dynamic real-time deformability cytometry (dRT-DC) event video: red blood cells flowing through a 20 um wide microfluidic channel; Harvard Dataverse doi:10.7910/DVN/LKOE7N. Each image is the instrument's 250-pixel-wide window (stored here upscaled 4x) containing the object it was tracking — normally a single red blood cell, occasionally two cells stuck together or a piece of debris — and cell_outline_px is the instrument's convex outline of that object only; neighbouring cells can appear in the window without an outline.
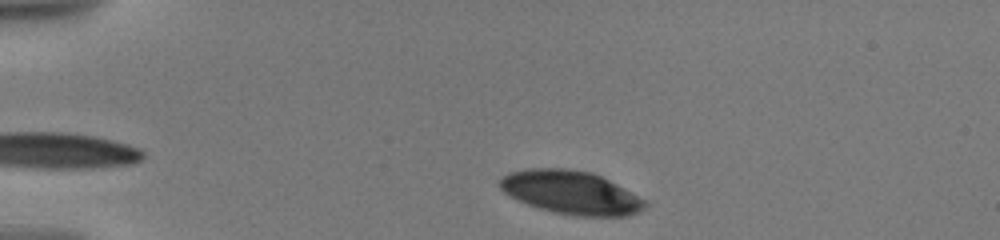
{"species": "human", "species_latin": "Homo sapiens", "temperature_condition": "warm", "stored_images_in_passage": 7, "camera_frame_rate_fps": 3000, "um_per_image_px": 0.085, "donor": {"sex": "male"}, "frame": {"image": 1, "passage_image": 1, "time_ms": 0.0, "image_size_px": [1000, 240], "cell_outline_px": [[648, 204], [644, 208], [636, 212], [624, 216], [584, 216], [556, 212], [540, 208], [528, 204], [504, 192], [500, 188], [500, 180], [504, 176], [512, 172], [528, 168], [564, 168], [592, 172], [616, 184], [644, 200]], "centroid_in_image_um": [48.53, 16.35], "position_along_channel_um": 36.5, "area_um2": 35.84}}